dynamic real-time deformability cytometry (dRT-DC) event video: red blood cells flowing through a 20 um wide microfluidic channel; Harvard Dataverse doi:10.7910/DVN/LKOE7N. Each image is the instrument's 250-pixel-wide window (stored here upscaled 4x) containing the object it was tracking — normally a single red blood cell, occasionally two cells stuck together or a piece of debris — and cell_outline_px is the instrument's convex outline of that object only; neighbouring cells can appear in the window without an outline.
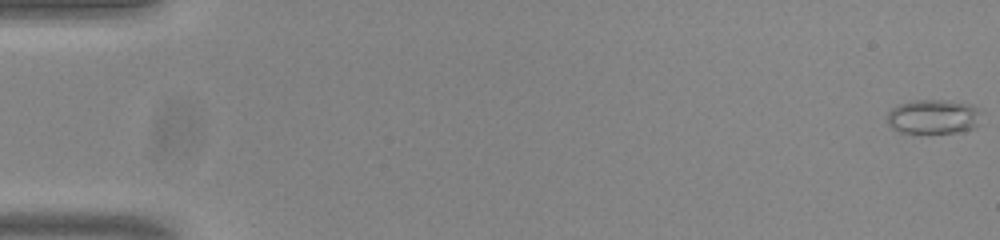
{"species": "common noctule bat (a hibernating species)", "species_latin": "Nyctalus noctula", "temperature_condition": "room temperature", "stored_images_in_passage": 55, "camera_frame_rate_fps": 3000, "um_per_image_px": 0.085, "animal": {"sex": "male", "body_mass_g": 20.0, "forearm_length_mm": 53.3}, "frame": {"image": 1, "passage_image": 1, "time_ms": 0.0, "image_size_px": [1000, 240], "cell_outline_px": [[984, 112], [976, 128], [956, 132], [900, 132], [892, 128], [888, 124], [888, 112], [892, 108], [900, 104], [912, 100], [948, 100], [972, 104]], "centroid_in_image_um": [79.41, 9.9], "position_along_channel_um": 5.6, "area_um2": 19.07}}
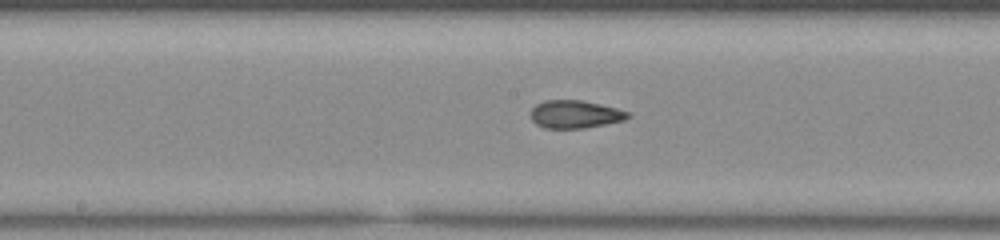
{"frame": {"image": 2, "passage_image": 29, "time_ms": 9.333, "image_size_px": [1000, 240], "cell_outline_px": [[632, 116], [624, 120], [584, 128], [544, 128], [536, 124], [532, 120], [532, 108], [536, 104], [544, 100], [580, 100], [600, 104], [616, 108], [628, 112]], "centroid_in_image_um": [48.88, 9.71], "position_along_channel_um": 199.3, "area_um2": 15.66}}
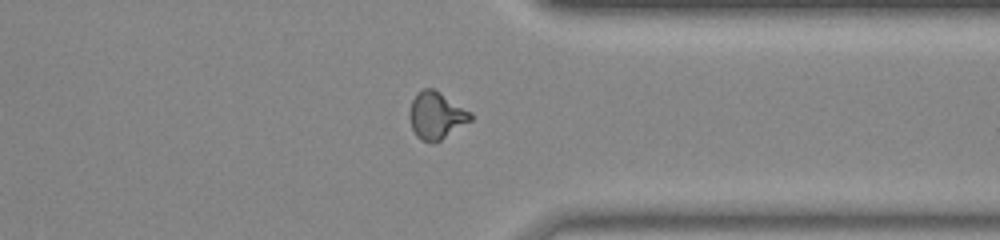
{"frame": {"image": 3, "passage_image": 43, "time_ms": 14.0, "image_size_px": [1000, 240], "cell_outline_px": [[472, 120], [440, 140], [432, 144], [420, 140], [416, 136], [412, 128], [408, 116], [408, 112], [412, 100], [416, 92], [424, 88], [432, 88], [440, 92], [472, 112]], "centroid_in_image_um": [37.06, 9.82], "position_along_channel_um": 374.3, "area_um2": 16.99}, "authors_computed_cell_mechanics": {"area_um2": 16.184, "velocity_mm_per_s": 3.8154, "shape_relaxation_time_tau1_ms": null, "shape_relaxation_time_tau2_ms": 1.6266, "deformation_change_tau1": null, "deformation_change_tau2": 0.0902}}